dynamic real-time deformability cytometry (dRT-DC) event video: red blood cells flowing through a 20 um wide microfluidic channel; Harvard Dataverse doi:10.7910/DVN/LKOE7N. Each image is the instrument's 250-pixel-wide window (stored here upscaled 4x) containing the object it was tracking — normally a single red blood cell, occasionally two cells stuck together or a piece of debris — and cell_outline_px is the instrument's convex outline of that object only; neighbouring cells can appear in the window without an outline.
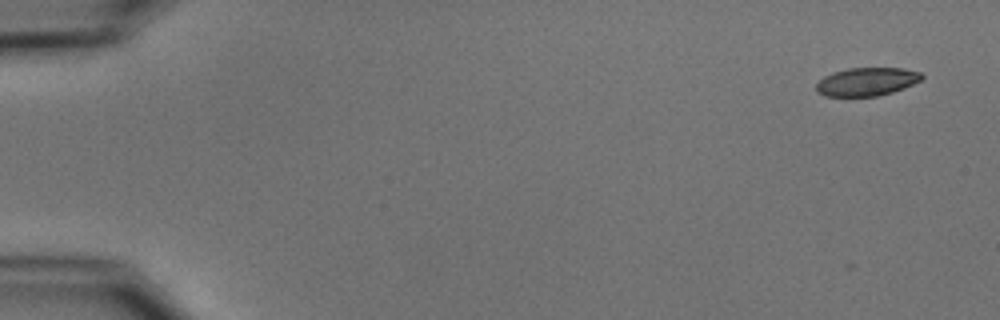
{"species": "common noctule bat (a hibernating species)", "species_latin": "Nyctalus noctula", "temperature_condition": "cold", "stored_images_in_passage": 5, "camera_frame_rate_fps": 3000, "um_per_image_px": 0.085, "animal": {"sex": "male", "body_mass_g": 15.6}, "frame": {"image": 1, "passage_image": 1, "time_ms": 0.0, "image_size_px": [1000, 320], "cell_outline_px": [[924, 76], [920, 80], [904, 88], [892, 92], [876, 96], [824, 96], [816, 92], [816, 84], [824, 76], [832, 72], [848, 68], [904, 68], [920, 72]], "centroid_in_image_um": [73.65, 6.94], "position_along_channel_um": 11.4, "area_um2": 17.4}}